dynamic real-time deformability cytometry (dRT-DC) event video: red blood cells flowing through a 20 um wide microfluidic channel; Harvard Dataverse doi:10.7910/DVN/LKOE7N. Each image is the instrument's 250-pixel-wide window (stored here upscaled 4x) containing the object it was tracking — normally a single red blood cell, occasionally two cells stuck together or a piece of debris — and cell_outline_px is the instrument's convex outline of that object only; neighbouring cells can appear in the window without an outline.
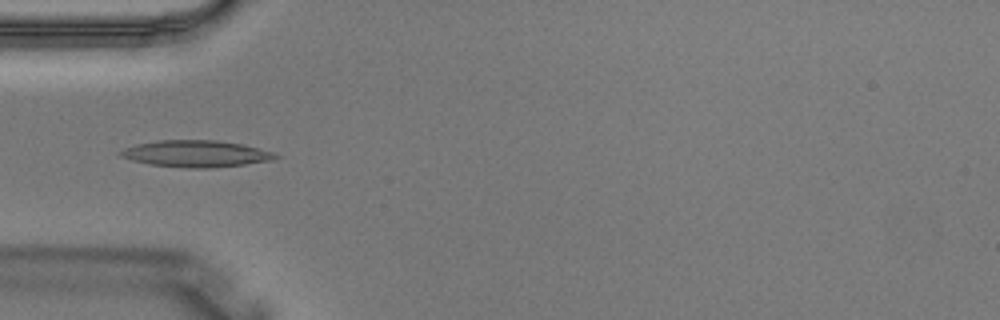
{"species": "Egyptian fruit bat (a non-hibernating species)", "species_latin": "Rousettus aegyptiacus", "temperature_condition": "warm", "stored_images_in_passage": 4, "camera_frame_rate_fps": 3000, "um_per_image_px": 0.085, "animal": {"sex": "male"}, "frame": {"image": 1, "passage_image": 4, "time_ms": 1.0, "image_size_px": [1000, 320], "cell_outline_px": [[280, 156], [272, 160], [244, 164], [212, 168], [192, 168], [148, 164], [132, 160], [120, 156], [120, 152], [124, 148], [136, 144], [156, 140], [216, 140], [240, 144], [272, 152]], "centroid_in_image_um": [16.62, 13.06], "position_along_channel_um": 68.4, "area_um2": 23.81}}